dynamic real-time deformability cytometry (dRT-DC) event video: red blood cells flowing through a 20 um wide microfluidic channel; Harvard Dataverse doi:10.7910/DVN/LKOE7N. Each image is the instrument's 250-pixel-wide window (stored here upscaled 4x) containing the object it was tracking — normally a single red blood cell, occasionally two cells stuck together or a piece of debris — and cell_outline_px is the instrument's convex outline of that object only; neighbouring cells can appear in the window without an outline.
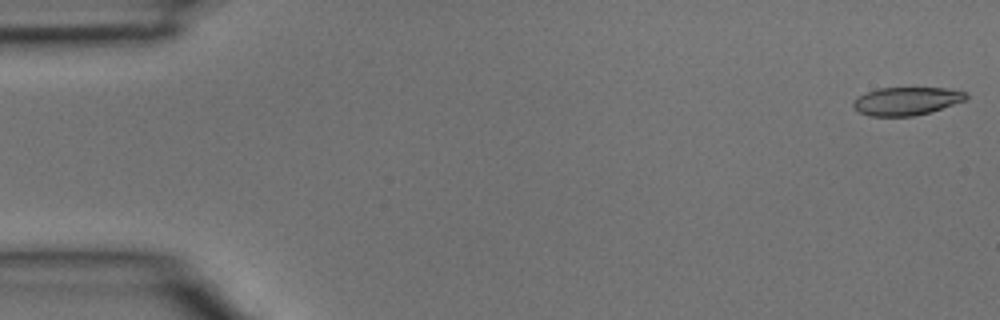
{"species": "common noctule bat (a hibernating species)", "species_latin": "Nyctalus noctula", "temperature_condition": "room temperature", "stored_images_in_passage": 40, "camera_frame_rate_fps": 3000, "um_per_image_px": 0.085, "animal": {"sex": "male", "body_mass_g": 15.6}, "frame": {"image": 1, "passage_image": 1, "time_ms": 0.0, "image_size_px": [1000, 320], "cell_outline_px": [[968, 100], [928, 112], [912, 116], [872, 116], [860, 112], [852, 104], [856, 96], [880, 88], [944, 88], [968, 92]], "centroid_in_image_um": [77.09, 8.58], "position_along_channel_um": 7.9, "area_um2": 18.32}}
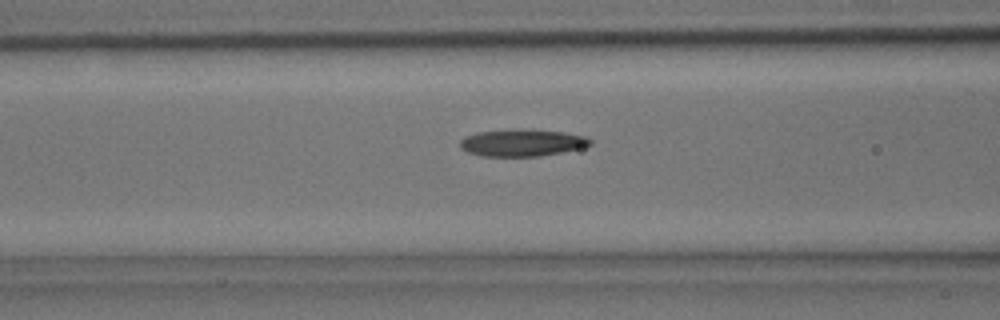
{"frame": {"image": 2, "passage_image": 16, "time_ms": 5.0, "image_size_px": [1000, 320], "cell_outline_px": [[592, 144], [580, 148], [540, 156], [480, 156], [468, 152], [460, 148], [460, 140], [464, 136], [476, 132], [516, 128], [564, 132], [584, 136], [592, 140]], "centroid_in_image_um": [44.33, 12.12], "position_along_channel_um": 122.3, "area_um2": 20.63}}
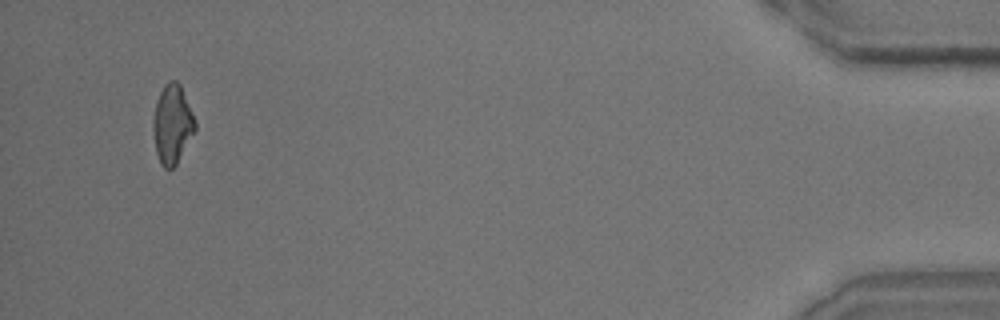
{"frame": {"image": 3, "passage_image": 39, "time_ms": 12.667, "image_size_px": [1000, 320], "cell_outline_px": [[196, 128], [176, 164], [172, 168], [164, 168], [160, 164], [156, 152], [152, 128], [152, 120], [156, 100], [164, 84], [172, 80], [176, 80], [180, 84], [196, 124]], "centroid_in_image_um": [14.6, 10.55], "position_along_channel_um": 420.6, "area_um2": 19.07}}